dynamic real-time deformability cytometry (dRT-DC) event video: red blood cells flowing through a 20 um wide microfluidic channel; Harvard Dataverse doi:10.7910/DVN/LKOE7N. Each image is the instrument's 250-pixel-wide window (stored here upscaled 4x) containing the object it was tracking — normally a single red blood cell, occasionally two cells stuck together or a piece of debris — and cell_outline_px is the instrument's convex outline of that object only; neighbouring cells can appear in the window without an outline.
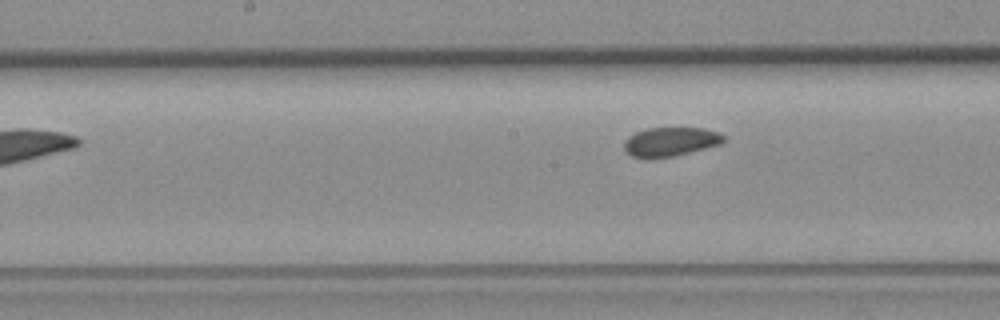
{"species": "common noctule bat (a hibernating species)", "species_latin": "Nyctalus noctula", "temperature_condition": "room temperature", "stored_images_in_passage": 5, "camera_frame_rate_fps": 3000, "um_per_image_px": 0.085, "animal": {"sex": "female", "body_mass_g": 19.3, "forearm_length_mm": 54.1}, "frame": {"image": 1, "passage_image": 5, "time_ms": 4.667, "image_size_px": [1000, 320], "cell_outline_px": [[724, 140], [720, 144], [672, 156], [632, 156], [624, 152], [624, 140], [628, 136], [636, 132], [648, 128], [704, 128], [720, 132], [724, 136]], "centroid_in_image_um": [56.98, 12.01], "position_along_channel_um": 191.2, "area_um2": 16.42}}